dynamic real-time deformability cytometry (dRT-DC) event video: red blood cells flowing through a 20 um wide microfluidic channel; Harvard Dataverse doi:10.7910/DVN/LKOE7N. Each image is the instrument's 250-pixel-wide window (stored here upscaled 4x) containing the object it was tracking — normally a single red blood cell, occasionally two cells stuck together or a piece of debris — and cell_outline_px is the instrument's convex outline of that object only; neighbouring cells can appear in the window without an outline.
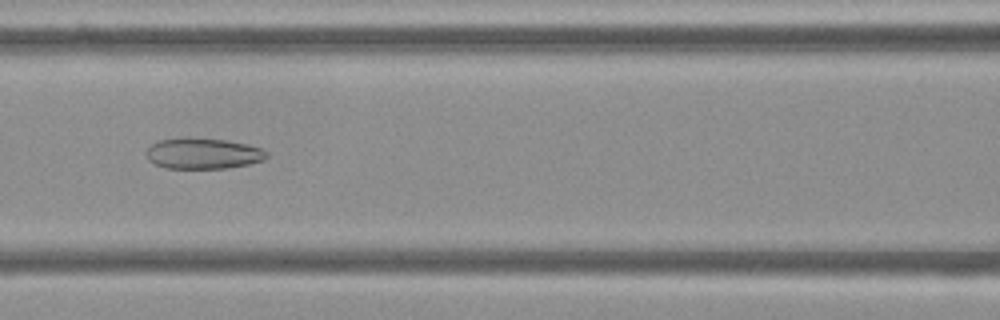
{"species": "Egyptian fruit bat (a non-hibernating species)", "species_latin": "Rousettus aegyptiacus", "temperature_condition": "cold", "stored_images_in_passage": 54, "camera_frame_rate_fps": 3000, "um_per_image_px": 0.085, "frame": {"image": 1, "passage_image": 23, "time_ms": 7.333, "image_size_px": [1000, 320], "cell_outline_px": [[268, 156], [264, 160], [248, 164], [228, 168], [164, 168], [152, 164], [148, 160], [144, 152], [156, 140], [188, 136], [224, 140], [248, 144], [260, 148], [268, 152]], "centroid_in_image_um": [17.2, 13.03], "position_along_channel_um": 149.4, "area_um2": 22.14}}
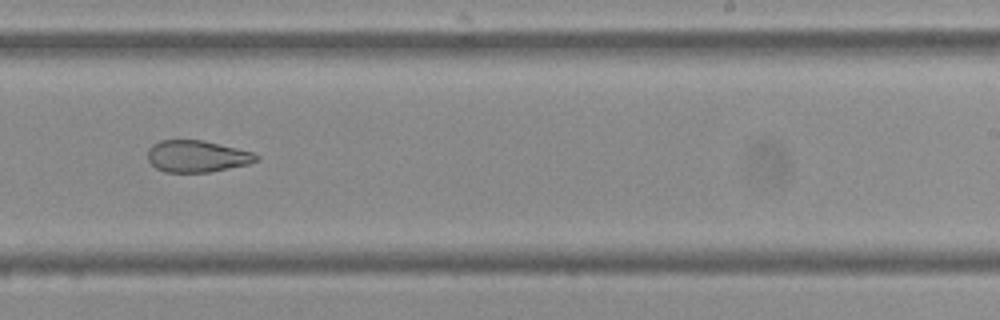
{"frame": {"image": 2, "passage_image": 33, "time_ms": 10.667, "image_size_px": [1000, 320], "cell_outline_px": [[260, 160], [248, 164], [208, 172], [164, 172], [156, 168], [148, 160], [148, 148], [152, 144], [160, 140], [204, 140], [252, 152], [260, 156]], "centroid_in_image_um": [16.73, 13.28], "position_along_channel_um": 272.3, "area_um2": 20.11}}
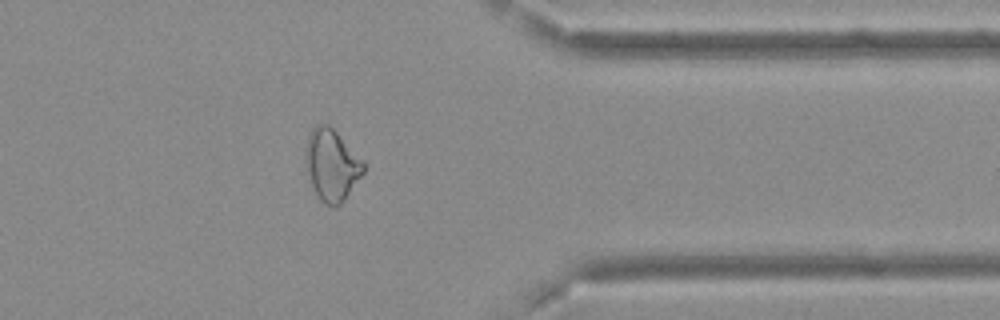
{"frame": {"image": 3, "passage_image": 43, "time_ms": 14.0, "image_size_px": [1000, 320], "cell_outline_px": [[364, 172], [344, 200], [336, 208], [324, 204], [320, 200], [312, 184], [304, 160], [304, 156], [308, 136], [312, 128], [316, 124], [328, 124], [336, 132], [364, 164]], "centroid_in_image_um": [28.16, 14.04], "position_along_channel_um": 383.2, "area_um2": 23.64}, "authors_computed_cell_mechanics": {"area_um2": 25.432, "velocity_mm_per_s": 3.6918, "shape_relaxation_time_tau1_ms": null, "shape_relaxation_time_tau2_ms": 3.755, "deformation_change_tau1": null, "deformation_change_tau2": 0.1148}}